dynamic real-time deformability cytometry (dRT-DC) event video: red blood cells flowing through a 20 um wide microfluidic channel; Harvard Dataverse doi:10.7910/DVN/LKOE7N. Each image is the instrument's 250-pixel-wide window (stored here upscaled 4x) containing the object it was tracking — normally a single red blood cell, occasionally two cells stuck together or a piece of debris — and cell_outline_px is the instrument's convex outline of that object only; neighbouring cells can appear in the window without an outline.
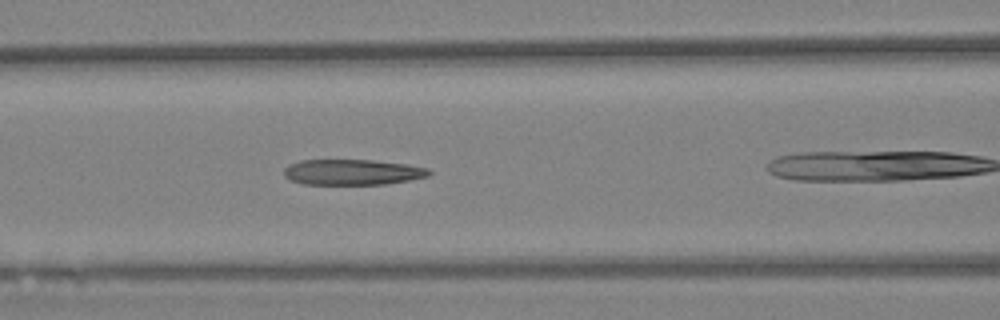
{"species": "Egyptian fruit bat (a non-hibernating species)", "species_latin": "Rousettus aegyptiacus", "temperature_condition": "warm", "stored_images_in_passage": 30, "camera_frame_rate_fps": 3000, "um_per_image_px": 0.085, "animal": {"sex": "female"}, "frame": {"image": 1, "passage_image": 8, "time_ms": 2.333, "image_size_px": [1000, 320], "cell_outline_px": [[432, 172], [428, 176], [408, 180], [384, 184], [304, 184], [292, 180], [284, 176], [284, 168], [288, 164], [300, 160], [372, 160], [408, 164], [428, 168]], "centroid_in_image_um": [29.95, 14.62], "position_along_channel_um": 136.7, "area_um2": 21.62}}
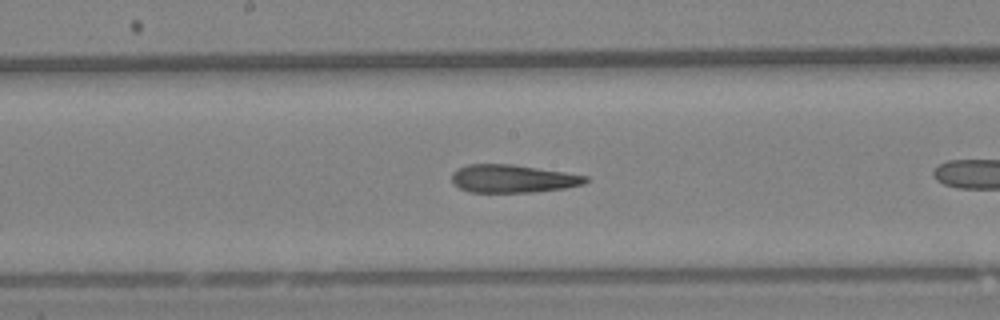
{"frame": {"image": 2, "passage_image": 14, "time_ms": 4.333, "image_size_px": [1000, 320], "cell_outline_px": [[588, 180], [584, 184], [564, 188], [532, 192], [468, 192], [460, 188], [452, 180], [452, 172], [468, 164], [512, 164], [564, 172], [588, 176]], "centroid_in_image_um": [43.59, 15.18], "position_along_channel_um": 204.6, "area_um2": 21.62}}
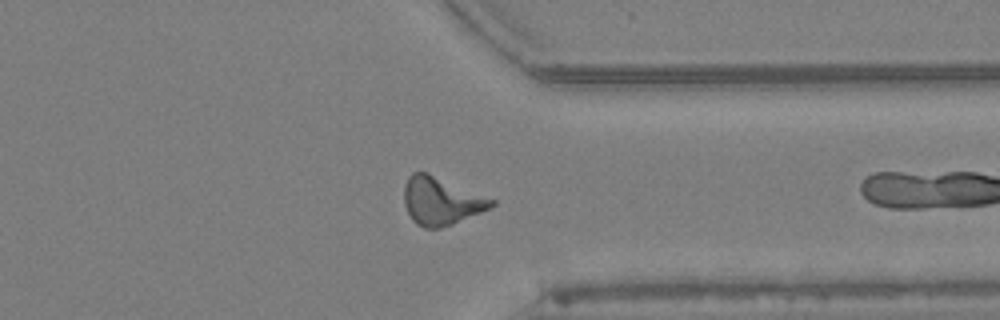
{"frame": {"image": 3, "passage_image": 29, "time_ms": 9.333, "image_size_px": [1000, 320], "cell_outline_px": [[496, 204], [480, 212], [452, 224], [440, 228], [424, 228], [416, 224], [412, 220], [404, 204], [404, 184], [408, 176], [412, 172], [428, 172], [496, 200]], "centroid_in_image_um": [37.46, 17.07], "position_along_channel_um": 373.9, "area_um2": 24.33}}